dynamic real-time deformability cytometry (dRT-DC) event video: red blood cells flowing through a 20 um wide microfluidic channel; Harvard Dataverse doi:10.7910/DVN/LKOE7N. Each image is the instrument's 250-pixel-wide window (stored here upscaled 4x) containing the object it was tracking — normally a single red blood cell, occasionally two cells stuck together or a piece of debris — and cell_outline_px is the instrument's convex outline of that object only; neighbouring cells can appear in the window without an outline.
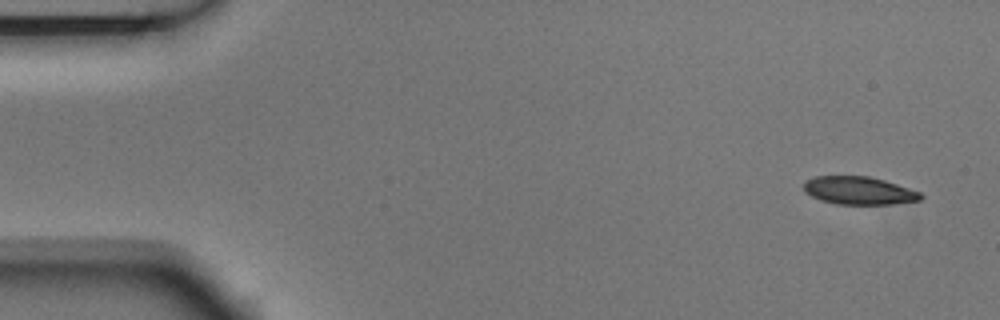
{"species": "Egyptian fruit bat (a non-hibernating species)", "species_latin": "Rousettus aegyptiacus", "temperature_condition": "room temperature", "stored_images_in_passage": 3, "camera_frame_rate_fps": 3000, "um_per_image_px": 0.085, "animal": {"sex": "male"}, "frame": {"image": 1, "passage_image": 1, "time_ms": 0.0, "image_size_px": [1000, 320], "cell_outline_px": [[924, 196], [920, 200], [892, 204], [836, 204], [820, 200], [804, 192], [804, 180], [816, 176], [868, 176], [884, 180], [920, 192]], "centroid_in_image_um": [72.98, 16.2], "position_along_channel_um": 12.0, "area_um2": 19.02}}